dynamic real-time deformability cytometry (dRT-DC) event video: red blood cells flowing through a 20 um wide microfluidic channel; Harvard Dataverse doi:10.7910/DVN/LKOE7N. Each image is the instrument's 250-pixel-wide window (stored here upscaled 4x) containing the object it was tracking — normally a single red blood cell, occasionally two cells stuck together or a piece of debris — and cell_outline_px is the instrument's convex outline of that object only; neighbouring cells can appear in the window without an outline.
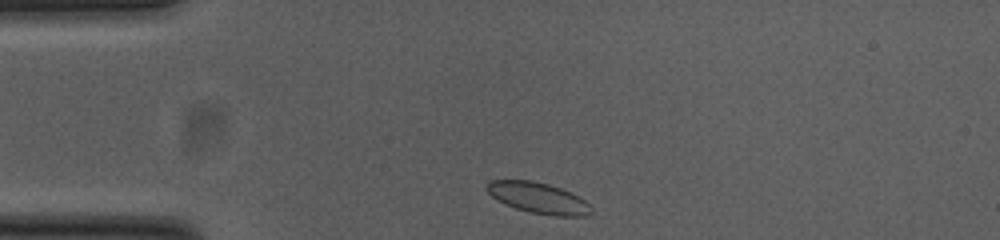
{"species": "common noctule bat (a hibernating species)", "species_latin": "Nyctalus noctula", "temperature_condition": "cold", "stored_images_in_passage": 34, "camera_frame_rate_fps": 3000, "um_per_image_px": 0.085, "animal": {"sex": "female", "body_mass_g": 23.0, "forearm_length_mm": 53.4}, "frame": {"image": 1, "passage_image": 1, "time_ms": 0.0, "image_size_px": [1000, 240], "cell_outline_px": [[592, 212], [588, 216], [552, 216], [528, 212], [504, 204], [492, 196], [484, 188], [484, 184], [488, 180], [532, 180], [548, 184], [560, 188], [584, 200], [592, 208]], "centroid_in_image_um": [45.7, 16.82], "position_along_channel_um": 39.3, "area_um2": 18.9}}
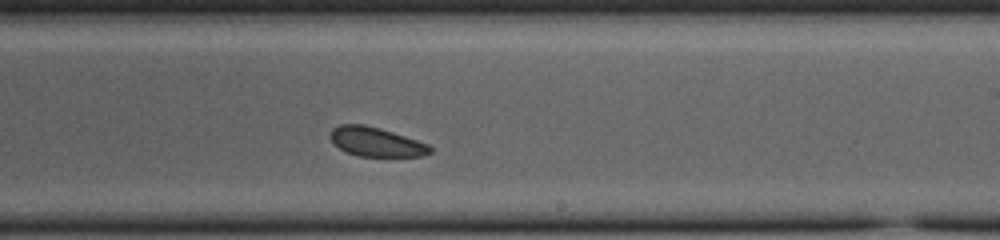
{"frame": {"image": 2, "passage_image": 21, "time_ms": 6.667, "image_size_px": [1000, 240], "cell_outline_px": [[432, 152], [424, 156], [360, 156], [348, 152], [340, 148], [332, 140], [332, 128], [340, 124], [364, 124], [380, 128], [428, 144], [432, 148]], "centroid_in_image_um": [32.0, 12.06], "position_along_channel_um": 257.0, "area_um2": 16.65}}
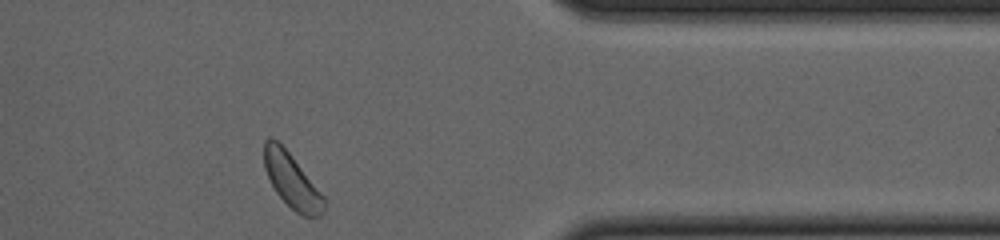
{"frame": {"image": 3, "passage_image": 33, "time_ms": 10.667, "image_size_px": [1000, 240], "cell_outline_px": [[328, 200], [324, 212], [320, 216], [304, 216], [296, 212], [276, 192], [264, 168], [264, 140], [268, 136], [276, 140], [288, 152]], "centroid_in_image_um": [24.83, 15.38], "position_along_channel_um": 386.6, "area_um2": 18.79}, "authors_computed_cell_mechanics": {"area_um2": 18.0336, "velocity_mm_per_s": 3.7073, "shape_relaxation_time_tau1_ms": null, "shape_relaxation_time_tau2_ms": 2.5199, "deformation_change_tau1": null, "deformation_change_tau2": 0.0635}}